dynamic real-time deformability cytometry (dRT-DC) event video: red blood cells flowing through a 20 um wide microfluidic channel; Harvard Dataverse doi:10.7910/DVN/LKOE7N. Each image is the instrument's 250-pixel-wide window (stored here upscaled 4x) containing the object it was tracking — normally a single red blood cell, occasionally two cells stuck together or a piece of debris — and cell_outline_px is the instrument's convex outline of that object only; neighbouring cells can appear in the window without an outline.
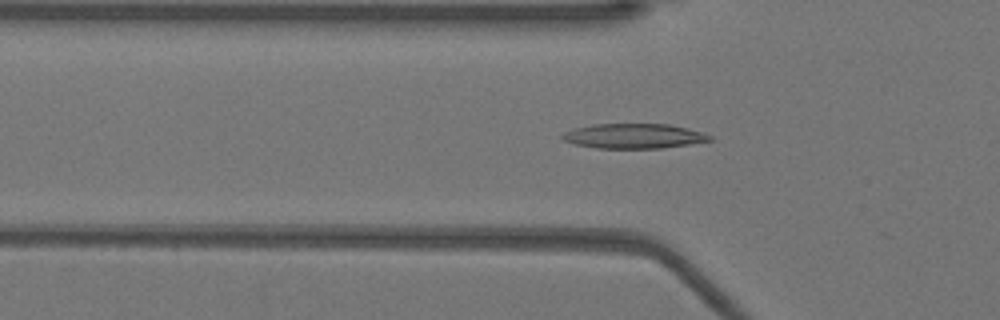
{"species": "Egyptian fruit bat (a non-hibernating species)", "species_latin": "Rousettus aegyptiacus", "temperature_condition": "warm", "stored_images_in_passage": 25, "camera_frame_rate_fps": 3000, "um_per_image_px": 0.085, "animal": {"sex": "female"}, "frame": {"image": 1, "passage_image": 17, "time_ms": 5.333, "image_size_px": [1000, 320], "cell_outline_px": [[712, 140], [688, 144], [660, 148], [596, 148], [576, 144], [564, 140], [560, 136], [564, 132], [576, 128], [592, 124], [672, 124], [704, 132], [712, 136]], "centroid_in_image_um": [53.9, 11.55], "position_along_channel_um": 71.9, "area_um2": 21.27}}
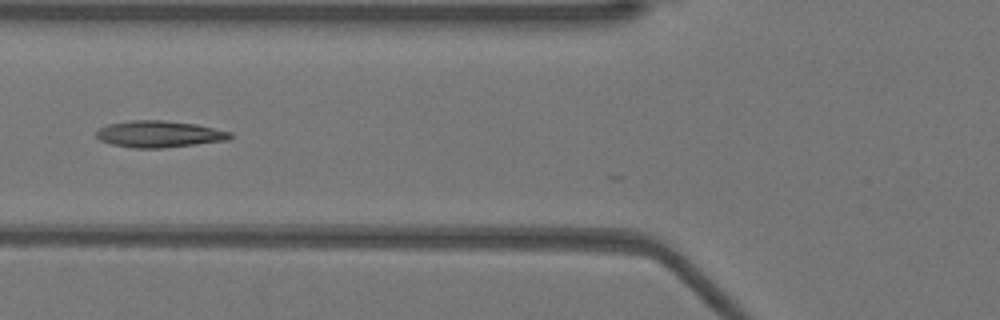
{"frame": {"image": 2, "passage_image": 20, "time_ms": 6.333, "image_size_px": [1000, 320], "cell_outline_px": [[232, 136], [228, 140], [164, 148], [132, 148], [112, 144], [100, 140], [96, 136], [96, 132], [100, 128], [108, 124], [132, 120], [164, 120], [196, 124], [232, 132]], "centroid_in_image_um": [13.54, 11.4], "position_along_channel_um": 112.3, "area_um2": 20.75}}
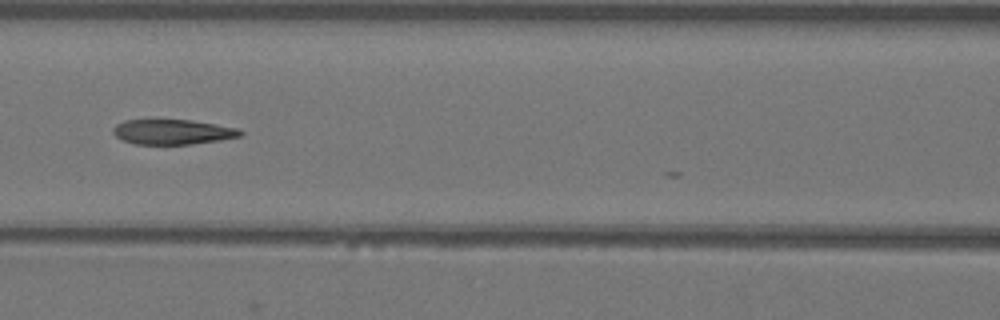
{"frame": {"image": 3, "passage_image": 23, "time_ms": 7.333, "image_size_px": [1000, 320], "cell_outline_px": [[244, 132], [240, 136], [220, 140], [192, 144], [136, 144], [124, 140], [116, 136], [112, 132], [112, 128], [116, 124], [124, 120], [192, 120], [216, 124], [236, 128]], "centroid_in_image_um": [14.66, 11.21], "position_along_channel_um": 151.9, "area_um2": 18.44}}